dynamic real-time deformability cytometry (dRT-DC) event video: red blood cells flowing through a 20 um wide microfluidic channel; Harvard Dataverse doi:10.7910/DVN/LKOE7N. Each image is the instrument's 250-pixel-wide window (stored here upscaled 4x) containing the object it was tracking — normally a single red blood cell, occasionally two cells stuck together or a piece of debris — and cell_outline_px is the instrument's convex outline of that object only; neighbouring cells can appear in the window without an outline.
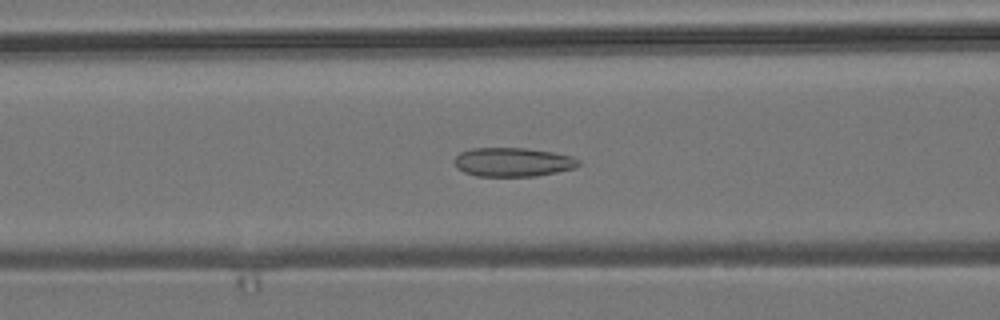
{"species": "common noctule bat (a hibernating species)", "species_latin": "Nyctalus noctula", "temperature_condition": "room temperature", "stored_images_in_passage": 54, "camera_frame_rate_fps": 3000, "um_per_image_px": 0.085, "animal": {"sex": "male", "body_mass_g": 19.2, "forearm_length_mm": 51.8}, "frame": {"image": 1, "passage_image": 21, "time_ms": 6.667, "image_size_px": [1000, 320], "cell_outline_px": [[580, 164], [576, 168], [536, 176], [476, 176], [464, 172], [456, 168], [456, 156], [460, 152], [472, 148], [528, 148], [552, 152], [572, 156], [580, 160]], "centroid_in_image_um": [43.62, 13.78], "position_along_channel_um": 123.0, "area_um2": 20.98}}
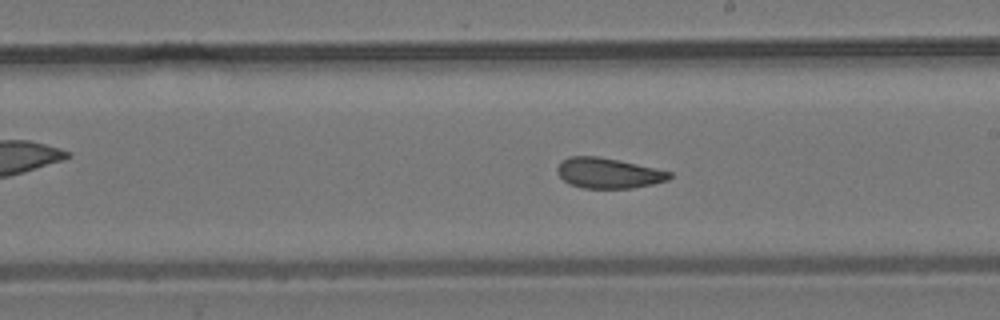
{"frame": {"image": 2, "passage_image": 30, "time_ms": 9.667, "image_size_px": [1000, 320], "cell_outline_px": [[672, 176], [668, 180], [652, 184], [632, 188], [584, 188], [568, 184], [556, 172], [556, 168], [568, 156], [596, 156], [636, 164], [672, 172]], "centroid_in_image_um": [51.69, 14.72], "position_along_channel_um": 237.3, "area_um2": 19.65}}
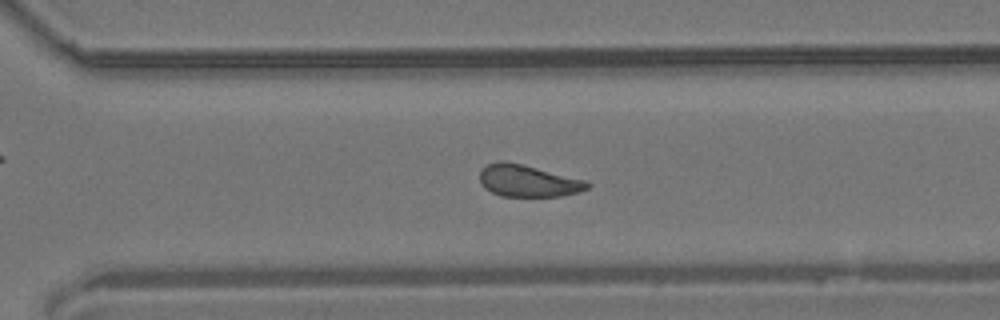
{"frame": {"image": 3, "passage_image": 37, "time_ms": 12.0, "image_size_px": [1000, 320], "cell_outline_px": [[592, 184], [588, 188], [580, 192], [560, 196], [500, 196], [484, 188], [480, 184], [480, 168], [488, 164], [500, 160], [504, 160], [524, 164], [588, 180]], "centroid_in_image_um": [44.9, 15.36], "position_along_channel_um": 325.7, "area_um2": 20.46}, "authors_computed_cell_mechanics": {"area_um2": 20.9236, "velocity_mm_per_s": 3.8128, "shape_relaxation_time_tau1_ms": null, "shape_relaxation_time_tau2_ms": 1.7033, "deformation_change_tau1": null, "deformation_change_tau2": 0.0782}}